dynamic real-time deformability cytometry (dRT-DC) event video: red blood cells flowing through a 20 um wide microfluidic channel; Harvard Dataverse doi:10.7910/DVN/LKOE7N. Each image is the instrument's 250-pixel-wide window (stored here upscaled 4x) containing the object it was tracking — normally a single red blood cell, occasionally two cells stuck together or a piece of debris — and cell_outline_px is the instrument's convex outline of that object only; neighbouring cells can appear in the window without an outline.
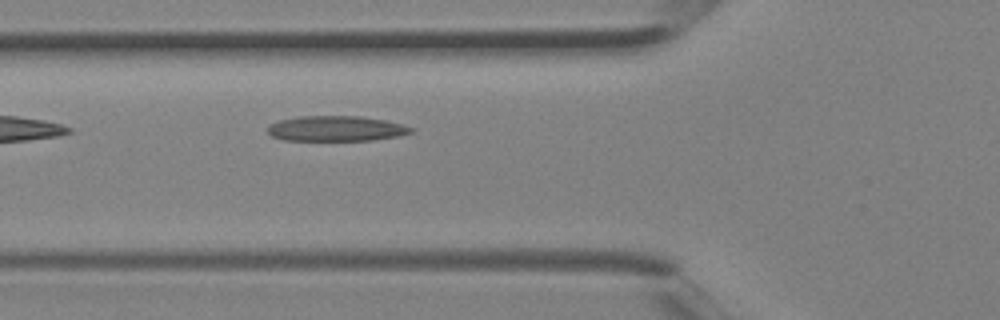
{"species": "Egyptian fruit bat (a non-hibernating species)", "species_latin": "Rousettus aegyptiacus", "temperature_condition": "room temperature", "stored_images_in_passage": 4, "camera_frame_rate_fps": 3000, "um_per_image_px": 0.085, "animal": {"sex": "female"}, "frame": {"image": 1, "passage_image": 4, "time_ms": 1.0, "image_size_px": [1000, 320], "cell_outline_px": [[416, 128], [412, 132], [396, 136], [372, 140], [284, 140], [272, 136], [268, 132], [268, 128], [272, 124], [280, 120], [300, 116], [360, 116], [384, 120]], "centroid_in_image_um": [28.58, 10.92], "position_along_channel_um": 97.2, "area_um2": 20.87}}